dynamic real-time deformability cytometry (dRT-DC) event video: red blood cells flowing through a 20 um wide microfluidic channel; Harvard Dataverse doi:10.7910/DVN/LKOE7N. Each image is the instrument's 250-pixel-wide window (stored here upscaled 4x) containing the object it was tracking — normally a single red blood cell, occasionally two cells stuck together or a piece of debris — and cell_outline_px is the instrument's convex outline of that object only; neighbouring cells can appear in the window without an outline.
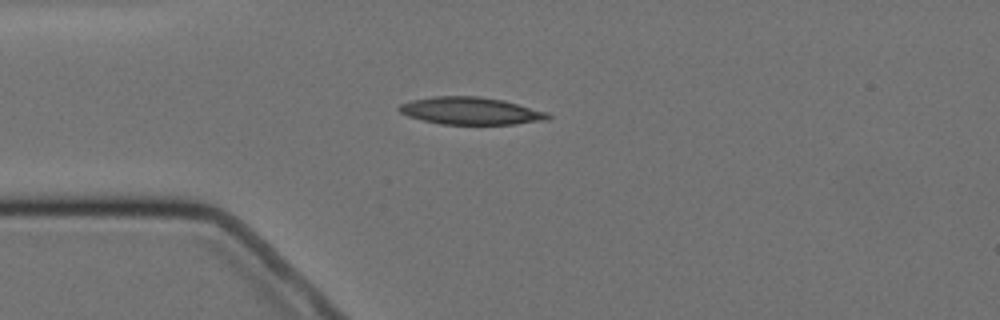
{"species": "Egyptian fruit bat (a non-hibernating species)", "species_latin": "Rousettus aegyptiacus", "temperature_condition": "cold", "stored_images_in_passage": 8, "camera_frame_rate_fps": 3000, "um_per_image_px": 0.085, "animal": {"sex": "female"}, "frame": {"image": 1, "passage_image": 4, "time_ms": 3.667, "image_size_px": [1000, 320], "cell_outline_px": [[552, 116], [548, 120], [516, 124], [440, 124], [408, 116], [400, 112], [396, 108], [400, 104], [412, 100], [432, 96], [480, 96], [504, 100], [548, 112]], "centroid_in_image_um": [40.03, 9.42], "position_along_channel_um": 45.0, "area_um2": 23.87}}
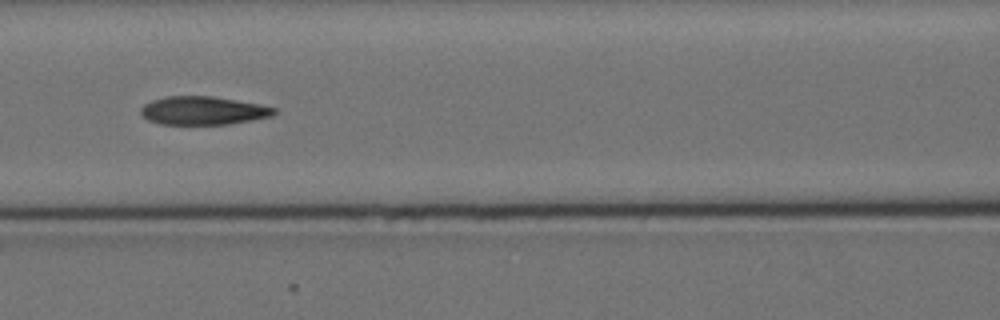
{"frame": {"image": 2, "passage_image": 7, "time_ms": 7.0, "image_size_px": [1000, 320], "cell_outline_px": [[276, 112], [272, 116], [252, 120], [228, 124], [160, 124], [148, 120], [140, 112], [140, 108], [144, 104], [152, 100], [164, 96], [212, 96], [260, 104], [276, 108]], "centroid_in_image_um": [17.25, 9.39], "position_along_channel_um": 149.3, "area_um2": 22.02}}
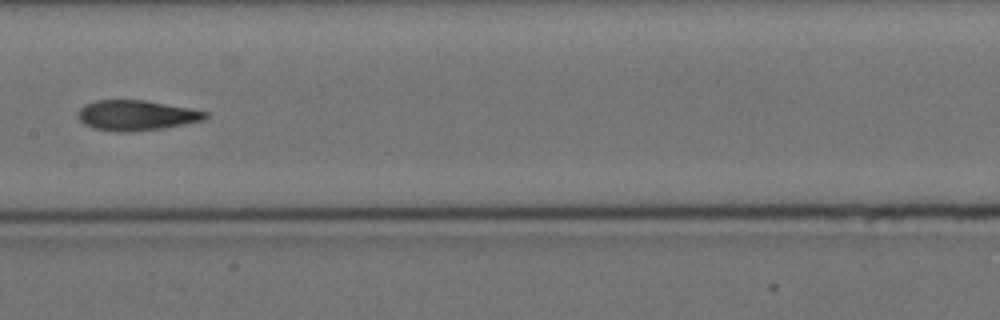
{"frame": {"image": 3, "passage_image": 8, "time_ms": 8.333, "image_size_px": [1000, 320], "cell_outline_px": [[208, 116], [204, 120], [164, 128], [132, 132], [116, 132], [92, 128], [84, 124], [76, 116], [80, 108], [84, 104], [96, 100], [144, 100], [188, 108], [208, 112]], "centroid_in_image_um": [11.55, 9.81], "position_along_channel_um": 195.9, "area_um2": 22.54}}